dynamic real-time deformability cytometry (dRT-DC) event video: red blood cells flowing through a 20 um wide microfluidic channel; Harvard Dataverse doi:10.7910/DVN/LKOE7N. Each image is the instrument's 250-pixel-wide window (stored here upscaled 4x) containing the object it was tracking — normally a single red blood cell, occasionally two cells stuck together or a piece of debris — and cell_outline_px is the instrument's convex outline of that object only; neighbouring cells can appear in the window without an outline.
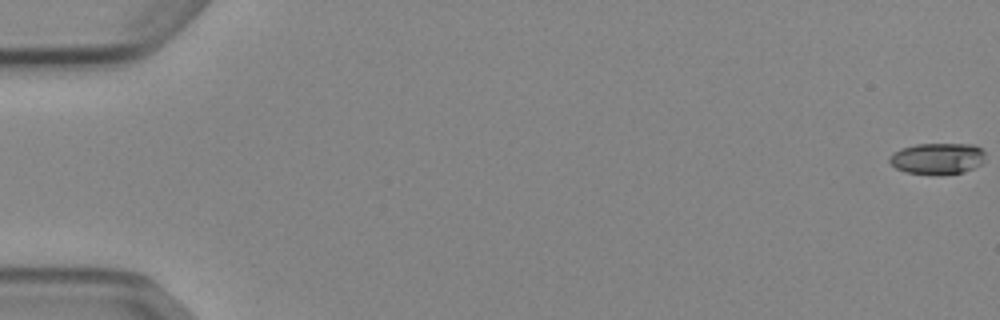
{"species": "Egyptian fruit bat (a non-hibernating species)", "species_latin": "Rousettus aegyptiacus", "temperature_condition": "cold", "stored_images_in_passage": 16, "camera_frame_rate_fps": 3000, "um_per_image_px": 0.085, "animal": {"sex": "female"}, "frame": {"image": 1, "passage_image": 1, "time_ms": 0.0, "image_size_px": [1000, 320], "cell_outline_px": [[984, 160], [980, 164], [964, 172], [908, 172], [896, 168], [888, 160], [888, 156], [892, 152], [900, 148], [916, 144], [972, 144], [980, 148], [984, 152]], "centroid_in_image_um": [79.65, 13.42], "position_along_channel_um": 5.4, "area_um2": 16.88}}
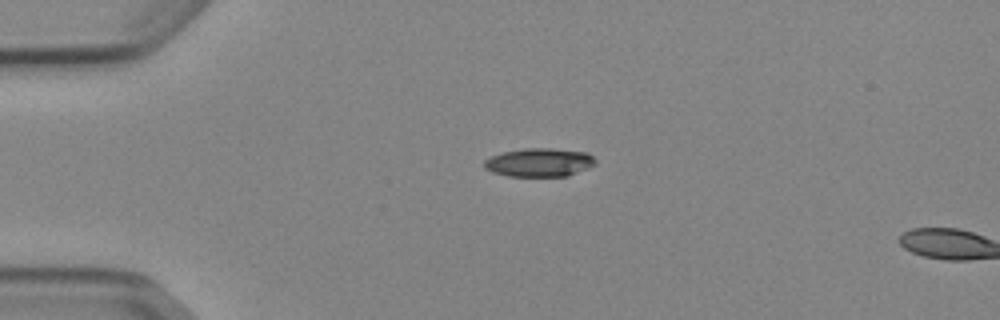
{"frame": {"image": 2, "passage_image": 14, "time_ms": 4.333, "image_size_px": [1000, 320], "cell_outline_px": [[596, 164], [588, 168], [568, 176], [508, 176], [492, 172], [484, 168], [484, 160], [492, 156], [504, 152], [524, 148], [552, 148], [588, 152], [596, 160]], "centroid_in_image_um": [45.86, 13.8], "position_along_channel_um": 39.1, "area_um2": 18.55}}